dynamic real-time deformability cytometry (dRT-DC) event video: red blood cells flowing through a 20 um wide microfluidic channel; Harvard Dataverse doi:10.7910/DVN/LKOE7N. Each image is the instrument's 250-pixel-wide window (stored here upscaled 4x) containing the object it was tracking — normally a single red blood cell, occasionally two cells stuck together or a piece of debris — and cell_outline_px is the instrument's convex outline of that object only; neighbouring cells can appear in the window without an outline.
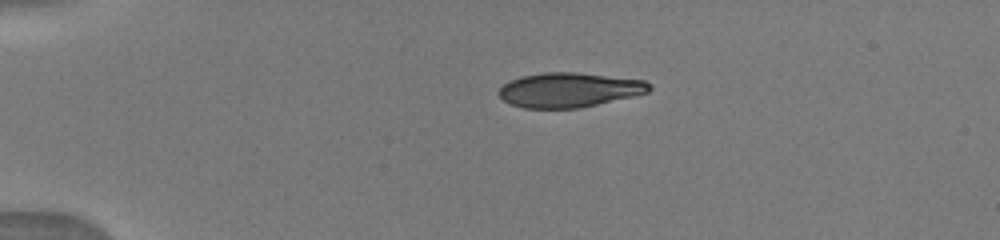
{"species": "human", "species_latin": "Homo sapiens", "temperature_condition": "warm", "stored_images_in_passage": 6, "camera_frame_rate_fps": 3000, "um_per_image_px": 0.085, "donor": {"sex": "male"}, "frame": {"image": 1, "passage_image": 1, "time_ms": 0.0, "image_size_px": [1000, 240], "cell_outline_px": [[652, 88], [648, 92], [632, 96], [580, 108], [524, 108], [512, 104], [504, 100], [496, 92], [504, 84], [520, 76], [544, 72], [576, 72], [644, 80], [652, 84]], "centroid_in_image_um": [48.38, 7.64], "position_along_channel_um": 36.6, "area_um2": 30.23}}
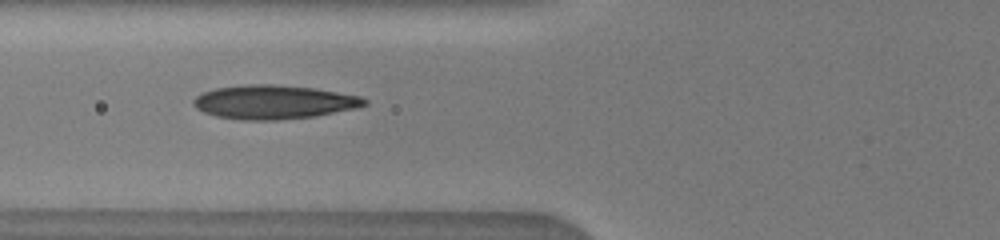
{"frame": {"image": 2, "passage_image": 4, "time_ms": 3.0, "image_size_px": [1000, 240], "cell_outline_px": [[368, 104], [360, 108], [316, 116], [276, 120], [240, 120], [216, 116], [204, 112], [196, 108], [192, 104], [192, 100], [200, 92], [216, 88], [248, 84], [272, 84], [312, 88], [360, 96], [368, 100]], "centroid_in_image_um": [23.27, 8.68], "position_along_channel_um": 102.5, "area_um2": 33.99}}
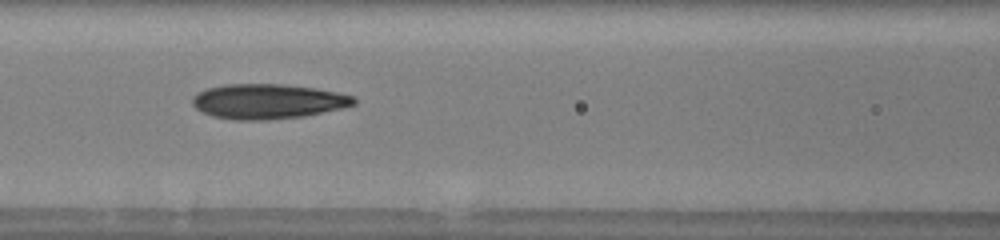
{"frame": {"image": 3, "passage_image": 5, "time_ms": 4.0, "image_size_px": [1000, 240], "cell_outline_px": [[356, 104], [340, 108], [304, 116], [268, 120], [236, 120], [212, 116], [196, 108], [192, 104], [192, 96], [196, 92], [208, 88], [224, 84], [280, 84], [312, 88], [336, 92], [352, 96], [356, 100]], "centroid_in_image_um": [22.71, 8.62], "position_along_channel_um": 143.9, "area_um2": 32.66}}